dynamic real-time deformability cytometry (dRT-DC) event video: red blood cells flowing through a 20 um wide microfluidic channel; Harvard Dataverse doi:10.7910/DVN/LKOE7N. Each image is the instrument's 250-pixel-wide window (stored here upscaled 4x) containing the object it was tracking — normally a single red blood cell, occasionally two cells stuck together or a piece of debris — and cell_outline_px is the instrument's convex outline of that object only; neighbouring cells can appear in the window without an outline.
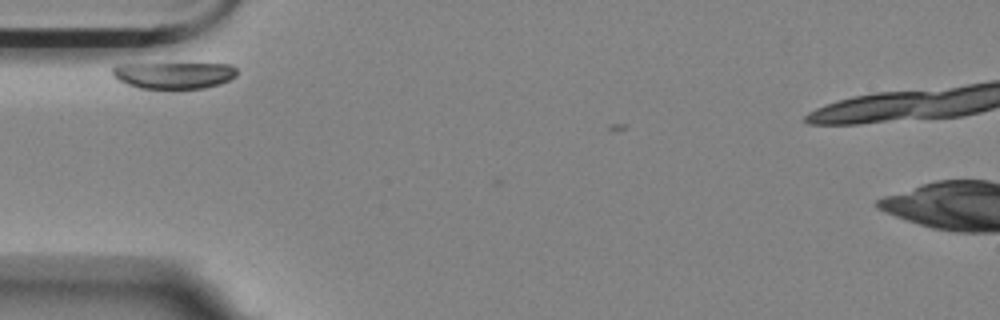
{"species": "Egyptian fruit bat (a non-hibernating species)", "species_latin": "Rousettus aegyptiacus", "temperature_condition": "room temperature", "stored_images_in_passage": 5, "camera_frame_rate_fps": 3000, "um_per_image_px": 0.085, "animal": {"sex": "female"}, "frame": {"image": 1, "passage_image": 1, "time_ms": 0.0, "image_size_px": [1000, 320], "cell_outline_px": [[236, 76], [220, 84], [204, 88], [172, 92], [136, 88], [112, 76], [112, 68], [116, 64], [232, 64], [236, 68]], "centroid_in_image_um": [14.76, 6.45], "position_along_channel_um": 70.2, "area_um2": 20.17}}